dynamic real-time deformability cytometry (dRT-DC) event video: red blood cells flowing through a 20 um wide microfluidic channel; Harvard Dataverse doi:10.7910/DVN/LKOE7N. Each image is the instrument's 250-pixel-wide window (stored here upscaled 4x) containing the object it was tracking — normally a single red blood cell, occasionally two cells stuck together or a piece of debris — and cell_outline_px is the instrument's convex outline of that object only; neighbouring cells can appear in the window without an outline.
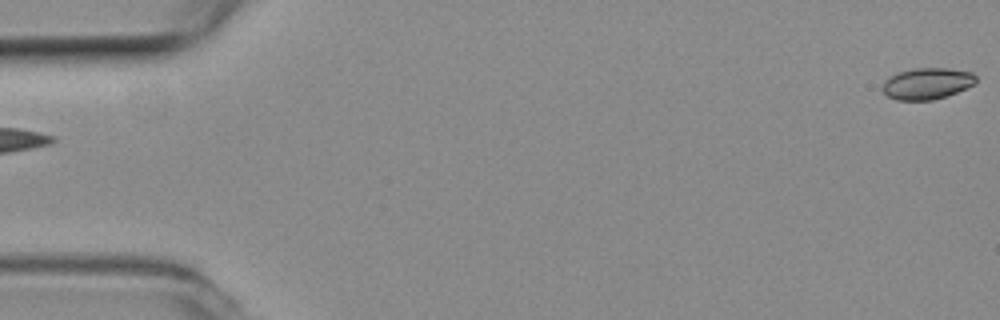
{"species": "common noctule bat (a hibernating species)", "species_latin": "Nyctalus noctula", "temperature_condition": "room temperature", "stored_images_in_passage": 6, "segment_of_instrument_passage": [2, 2], "camera_frame_rate_fps": 3000, "um_per_image_px": 0.085, "animal": {"sex": "female", "body_mass_g": 19.3, "forearm_length_mm": 54.1}, "frame": {"image": 1, "passage_image": 6, "time_ms": 1.667, "image_size_px": [1000, 320], "cell_outline_px": [[976, 84], [956, 92], [932, 100], [896, 100], [888, 96], [880, 88], [884, 80], [888, 76], [896, 72], [912, 68], [948, 68], [972, 72], [976, 76]], "centroid_in_image_um": [78.76, 7.08], "position_along_channel_um": 6.2, "area_um2": 17.34}}